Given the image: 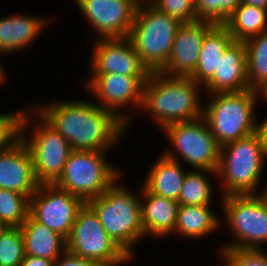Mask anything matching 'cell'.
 Instances as JSON below:
<instances>
[{
    "label": "cell",
    "instance_id": "obj_1",
    "mask_svg": "<svg viewBox=\"0 0 267 266\" xmlns=\"http://www.w3.org/2000/svg\"><path fill=\"white\" fill-rule=\"evenodd\" d=\"M35 109L69 142L72 150H112L128 125L115 112L81 100H64Z\"/></svg>",
    "mask_w": 267,
    "mask_h": 266
},
{
    "label": "cell",
    "instance_id": "obj_2",
    "mask_svg": "<svg viewBox=\"0 0 267 266\" xmlns=\"http://www.w3.org/2000/svg\"><path fill=\"white\" fill-rule=\"evenodd\" d=\"M199 86L190 77L152 72L144 85L142 109L150 112L162 129L172 123L198 119L204 108L199 101Z\"/></svg>",
    "mask_w": 267,
    "mask_h": 266
},
{
    "label": "cell",
    "instance_id": "obj_3",
    "mask_svg": "<svg viewBox=\"0 0 267 266\" xmlns=\"http://www.w3.org/2000/svg\"><path fill=\"white\" fill-rule=\"evenodd\" d=\"M140 200L115 181L103 194L86 202L107 234L130 258L133 245L144 237Z\"/></svg>",
    "mask_w": 267,
    "mask_h": 266
},
{
    "label": "cell",
    "instance_id": "obj_4",
    "mask_svg": "<svg viewBox=\"0 0 267 266\" xmlns=\"http://www.w3.org/2000/svg\"><path fill=\"white\" fill-rule=\"evenodd\" d=\"M144 2L137 5L129 38L149 71L160 72L168 62L174 37L182 23L149 1Z\"/></svg>",
    "mask_w": 267,
    "mask_h": 266
},
{
    "label": "cell",
    "instance_id": "obj_5",
    "mask_svg": "<svg viewBox=\"0 0 267 266\" xmlns=\"http://www.w3.org/2000/svg\"><path fill=\"white\" fill-rule=\"evenodd\" d=\"M267 154L257 132L220 147L219 166L216 176L220 177L224 194H256L263 163Z\"/></svg>",
    "mask_w": 267,
    "mask_h": 266
},
{
    "label": "cell",
    "instance_id": "obj_6",
    "mask_svg": "<svg viewBox=\"0 0 267 266\" xmlns=\"http://www.w3.org/2000/svg\"><path fill=\"white\" fill-rule=\"evenodd\" d=\"M210 96L214 98L203 108V117L220 147L257 132L253 113L256 90L218 92Z\"/></svg>",
    "mask_w": 267,
    "mask_h": 266
},
{
    "label": "cell",
    "instance_id": "obj_7",
    "mask_svg": "<svg viewBox=\"0 0 267 266\" xmlns=\"http://www.w3.org/2000/svg\"><path fill=\"white\" fill-rule=\"evenodd\" d=\"M29 114L40 117L41 123L33 128L32 137L27 139L25 132L30 121ZM16 134L30 151L37 181L54 184L62 175L72 151L69 142L35 108L31 113L21 111L18 114Z\"/></svg>",
    "mask_w": 267,
    "mask_h": 266
},
{
    "label": "cell",
    "instance_id": "obj_8",
    "mask_svg": "<svg viewBox=\"0 0 267 266\" xmlns=\"http://www.w3.org/2000/svg\"><path fill=\"white\" fill-rule=\"evenodd\" d=\"M108 151L72 150L56 187L85 203L103 194L120 177L119 169L104 158ZM117 179V180H116Z\"/></svg>",
    "mask_w": 267,
    "mask_h": 266
},
{
    "label": "cell",
    "instance_id": "obj_9",
    "mask_svg": "<svg viewBox=\"0 0 267 266\" xmlns=\"http://www.w3.org/2000/svg\"><path fill=\"white\" fill-rule=\"evenodd\" d=\"M204 122V123H203ZM173 148L164 155L177 161V154L195 170L217 172L219 166L220 146L212 134L204 117L191 121L169 124L163 128ZM173 152V153H172ZM174 152L176 155H174Z\"/></svg>",
    "mask_w": 267,
    "mask_h": 266
},
{
    "label": "cell",
    "instance_id": "obj_10",
    "mask_svg": "<svg viewBox=\"0 0 267 266\" xmlns=\"http://www.w3.org/2000/svg\"><path fill=\"white\" fill-rule=\"evenodd\" d=\"M66 250L103 266H119L131 259L107 234L95 211L87 203L77 213L66 240Z\"/></svg>",
    "mask_w": 267,
    "mask_h": 266
},
{
    "label": "cell",
    "instance_id": "obj_11",
    "mask_svg": "<svg viewBox=\"0 0 267 266\" xmlns=\"http://www.w3.org/2000/svg\"><path fill=\"white\" fill-rule=\"evenodd\" d=\"M226 224L237 240L226 249H260L267 243V207L258 194L222 196Z\"/></svg>",
    "mask_w": 267,
    "mask_h": 266
},
{
    "label": "cell",
    "instance_id": "obj_12",
    "mask_svg": "<svg viewBox=\"0 0 267 266\" xmlns=\"http://www.w3.org/2000/svg\"><path fill=\"white\" fill-rule=\"evenodd\" d=\"M84 203L79 197L54 184H40L30 197L29 214L67 240L77 213Z\"/></svg>",
    "mask_w": 267,
    "mask_h": 266
},
{
    "label": "cell",
    "instance_id": "obj_13",
    "mask_svg": "<svg viewBox=\"0 0 267 266\" xmlns=\"http://www.w3.org/2000/svg\"><path fill=\"white\" fill-rule=\"evenodd\" d=\"M90 76L85 85L95 98H98L103 109L115 112L127 124L130 122L127 117L129 115L120 113L119 110H123L121 107L125 108L131 104L132 107L137 106L142 110L144 85L149 76H127L118 73L90 74Z\"/></svg>",
    "mask_w": 267,
    "mask_h": 266
},
{
    "label": "cell",
    "instance_id": "obj_14",
    "mask_svg": "<svg viewBox=\"0 0 267 266\" xmlns=\"http://www.w3.org/2000/svg\"><path fill=\"white\" fill-rule=\"evenodd\" d=\"M81 13L99 38H126L130 36L137 0H78Z\"/></svg>",
    "mask_w": 267,
    "mask_h": 266
},
{
    "label": "cell",
    "instance_id": "obj_15",
    "mask_svg": "<svg viewBox=\"0 0 267 266\" xmlns=\"http://www.w3.org/2000/svg\"><path fill=\"white\" fill-rule=\"evenodd\" d=\"M90 67L92 74L118 73L127 76L151 74L129 37L96 40Z\"/></svg>",
    "mask_w": 267,
    "mask_h": 266
},
{
    "label": "cell",
    "instance_id": "obj_16",
    "mask_svg": "<svg viewBox=\"0 0 267 266\" xmlns=\"http://www.w3.org/2000/svg\"><path fill=\"white\" fill-rule=\"evenodd\" d=\"M39 185L30 151L16 134L0 149V189L18 192L30 199Z\"/></svg>",
    "mask_w": 267,
    "mask_h": 266
},
{
    "label": "cell",
    "instance_id": "obj_17",
    "mask_svg": "<svg viewBox=\"0 0 267 266\" xmlns=\"http://www.w3.org/2000/svg\"><path fill=\"white\" fill-rule=\"evenodd\" d=\"M214 25L201 20L182 23L174 37L168 62L160 72L168 76L190 77L197 67L203 39Z\"/></svg>",
    "mask_w": 267,
    "mask_h": 266
},
{
    "label": "cell",
    "instance_id": "obj_18",
    "mask_svg": "<svg viewBox=\"0 0 267 266\" xmlns=\"http://www.w3.org/2000/svg\"><path fill=\"white\" fill-rule=\"evenodd\" d=\"M208 94L240 92L249 88L247 51L244 42L234 41L223 53L214 75L203 85Z\"/></svg>",
    "mask_w": 267,
    "mask_h": 266
},
{
    "label": "cell",
    "instance_id": "obj_19",
    "mask_svg": "<svg viewBox=\"0 0 267 266\" xmlns=\"http://www.w3.org/2000/svg\"><path fill=\"white\" fill-rule=\"evenodd\" d=\"M141 214L144 236L151 235L157 238L174 232L177 220L179 203L149 192L144 186L141 190Z\"/></svg>",
    "mask_w": 267,
    "mask_h": 266
},
{
    "label": "cell",
    "instance_id": "obj_20",
    "mask_svg": "<svg viewBox=\"0 0 267 266\" xmlns=\"http://www.w3.org/2000/svg\"><path fill=\"white\" fill-rule=\"evenodd\" d=\"M20 228L24 237L25 255L55 261L66 250V240L30 214Z\"/></svg>",
    "mask_w": 267,
    "mask_h": 266
},
{
    "label": "cell",
    "instance_id": "obj_21",
    "mask_svg": "<svg viewBox=\"0 0 267 266\" xmlns=\"http://www.w3.org/2000/svg\"><path fill=\"white\" fill-rule=\"evenodd\" d=\"M234 41L223 24H215L203 39L197 67L190 78L204 85L214 75L223 53Z\"/></svg>",
    "mask_w": 267,
    "mask_h": 266
},
{
    "label": "cell",
    "instance_id": "obj_22",
    "mask_svg": "<svg viewBox=\"0 0 267 266\" xmlns=\"http://www.w3.org/2000/svg\"><path fill=\"white\" fill-rule=\"evenodd\" d=\"M46 20L34 16L11 15L0 18V52H15L27 47L46 27Z\"/></svg>",
    "mask_w": 267,
    "mask_h": 266
},
{
    "label": "cell",
    "instance_id": "obj_23",
    "mask_svg": "<svg viewBox=\"0 0 267 266\" xmlns=\"http://www.w3.org/2000/svg\"><path fill=\"white\" fill-rule=\"evenodd\" d=\"M187 171L164 154L156 160L144 181L143 186L151 193L178 202Z\"/></svg>",
    "mask_w": 267,
    "mask_h": 266
},
{
    "label": "cell",
    "instance_id": "obj_24",
    "mask_svg": "<svg viewBox=\"0 0 267 266\" xmlns=\"http://www.w3.org/2000/svg\"><path fill=\"white\" fill-rule=\"evenodd\" d=\"M209 206L179 205L174 233L193 239L216 231L222 222L209 209Z\"/></svg>",
    "mask_w": 267,
    "mask_h": 266
},
{
    "label": "cell",
    "instance_id": "obj_25",
    "mask_svg": "<svg viewBox=\"0 0 267 266\" xmlns=\"http://www.w3.org/2000/svg\"><path fill=\"white\" fill-rule=\"evenodd\" d=\"M267 9L241 3L223 25L235 41L244 42L267 30Z\"/></svg>",
    "mask_w": 267,
    "mask_h": 266
},
{
    "label": "cell",
    "instance_id": "obj_26",
    "mask_svg": "<svg viewBox=\"0 0 267 266\" xmlns=\"http://www.w3.org/2000/svg\"><path fill=\"white\" fill-rule=\"evenodd\" d=\"M244 43L247 51L249 88L256 90L267 81V30Z\"/></svg>",
    "mask_w": 267,
    "mask_h": 266
},
{
    "label": "cell",
    "instance_id": "obj_27",
    "mask_svg": "<svg viewBox=\"0 0 267 266\" xmlns=\"http://www.w3.org/2000/svg\"><path fill=\"white\" fill-rule=\"evenodd\" d=\"M209 173H214V176L217 174L210 170H191L186 173L178 199L179 205H210L213 192L205 177Z\"/></svg>",
    "mask_w": 267,
    "mask_h": 266
},
{
    "label": "cell",
    "instance_id": "obj_28",
    "mask_svg": "<svg viewBox=\"0 0 267 266\" xmlns=\"http://www.w3.org/2000/svg\"><path fill=\"white\" fill-rule=\"evenodd\" d=\"M30 199L18 192L0 189V219L8 227H20L27 219Z\"/></svg>",
    "mask_w": 267,
    "mask_h": 266
},
{
    "label": "cell",
    "instance_id": "obj_29",
    "mask_svg": "<svg viewBox=\"0 0 267 266\" xmlns=\"http://www.w3.org/2000/svg\"><path fill=\"white\" fill-rule=\"evenodd\" d=\"M25 257L20 227H8L0 234V266H21Z\"/></svg>",
    "mask_w": 267,
    "mask_h": 266
},
{
    "label": "cell",
    "instance_id": "obj_30",
    "mask_svg": "<svg viewBox=\"0 0 267 266\" xmlns=\"http://www.w3.org/2000/svg\"><path fill=\"white\" fill-rule=\"evenodd\" d=\"M197 19L223 24L242 0H194Z\"/></svg>",
    "mask_w": 267,
    "mask_h": 266
},
{
    "label": "cell",
    "instance_id": "obj_31",
    "mask_svg": "<svg viewBox=\"0 0 267 266\" xmlns=\"http://www.w3.org/2000/svg\"><path fill=\"white\" fill-rule=\"evenodd\" d=\"M158 10L181 23L198 21L194 0H148Z\"/></svg>",
    "mask_w": 267,
    "mask_h": 266
},
{
    "label": "cell",
    "instance_id": "obj_32",
    "mask_svg": "<svg viewBox=\"0 0 267 266\" xmlns=\"http://www.w3.org/2000/svg\"><path fill=\"white\" fill-rule=\"evenodd\" d=\"M255 248L222 250L224 266H267V253Z\"/></svg>",
    "mask_w": 267,
    "mask_h": 266
},
{
    "label": "cell",
    "instance_id": "obj_33",
    "mask_svg": "<svg viewBox=\"0 0 267 266\" xmlns=\"http://www.w3.org/2000/svg\"><path fill=\"white\" fill-rule=\"evenodd\" d=\"M18 114H0V149L16 135Z\"/></svg>",
    "mask_w": 267,
    "mask_h": 266
},
{
    "label": "cell",
    "instance_id": "obj_34",
    "mask_svg": "<svg viewBox=\"0 0 267 266\" xmlns=\"http://www.w3.org/2000/svg\"><path fill=\"white\" fill-rule=\"evenodd\" d=\"M54 266H103L101 263L76 256L65 250L55 261Z\"/></svg>",
    "mask_w": 267,
    "mask_h": 266
},
{
    "label": "cell",
    "instance_id": "obj_35",
    "mask_svg": "<svg viewBox=\"0 0 267 266\" xmlns=\"http://www.w3.org/2000/svg\"><path fill=\"white\" fill-rule=\"evenodd\" d=\"M21 266H54V261L25 255L24 260L21 262Z\"/></svg>",
    "mask_w": 267,
    "mask_h": 266
},
{
    "label": "cell",
    "instance_id": "obj_36",
    "mask_svg": "<svg viewBox=\"0 0 267 266\" xmlns=\"http://www.w3.org/2000/svg\"><path fill=\"white\" fill-rule=\"evenodd\" d=\"M257 133L261 138V142L267 154V119L263 120L261 123H257Z\"/></svg>",
    "mask_w": 267,
    "mask_h": 266
},
{
    "label": "cell",
    "instance_id": "obj_37",
    "mask_svg": "<svg viewBox=\"0 0 267 266\" xmlns=\"http://www.w3.org/2000/svg\"><path fill=\"white\" fill-rule=\"evenodd\" d=\"M242 3L267 9V0H242Z\"/></svg>",
    "mask_w": 267,
    "mask_h": 266
},
{
    "label": "cell",
    "instance_id": "obj_38",
    "mask_svg": "<svg viewBox=\"0 0 267 266\" xmlns=\"http://www.w3.org/2000/svg\"><path fill=\"white\" fill-rule=\"evenodd\" d=\"M256 93H257V96L258 97H260L261 96V98H265L264 100H266V102H267V81L266 82H264L260 87H258L257 89H256Z\"/></svg>",
    "mask_w": 267,
    "mask_h": 266
},
{
    "label": "cell",
    "instance_id": "obj_39",
    "mask_svg": "<svg viewBox=\"0 0 267 266\" xmlns=\"http://www.w3.org/2000/svg\"><path fill=\"white\" fill-rule=\"evenodd\" d=\"M259 197L262 199V201L267 207V187L264 188V191L262 190V193L259 194Z\"/></svg>",
    "mask_w": 267,
    "mask_h": 266
},
{
    "label": "cell",
    "instance_id": "obj_40",
    "mask_svg": "<svg viewBox=\"0 0 267 266\" xmlns=\"http://www.w3.org/2000/svg\"><path fill=\"white\" fill-rule=\"evenodd\" d=\"M7 228L8 226L0 219V234Z\"/></svg>",
    "mask_w": 267,
    "mask_h": 266
},
{
    "label": "cell",
    "instance_id": "obj_41",
    "mask_svg": "<svg viewBox=\"0 0 267 266\" xmlns=\"http://www.w3.org/2000/svg\"><path fill=\"white\" fill-rule=\"evenodd\" d=\"M2 64H0V84H1V82L4 80V74L5 73H3L4 72V70H3V68H2V66H1Z\"/></svg>",
    "mask_w": 267,
    "mask_h": 266
}]
</instances>
